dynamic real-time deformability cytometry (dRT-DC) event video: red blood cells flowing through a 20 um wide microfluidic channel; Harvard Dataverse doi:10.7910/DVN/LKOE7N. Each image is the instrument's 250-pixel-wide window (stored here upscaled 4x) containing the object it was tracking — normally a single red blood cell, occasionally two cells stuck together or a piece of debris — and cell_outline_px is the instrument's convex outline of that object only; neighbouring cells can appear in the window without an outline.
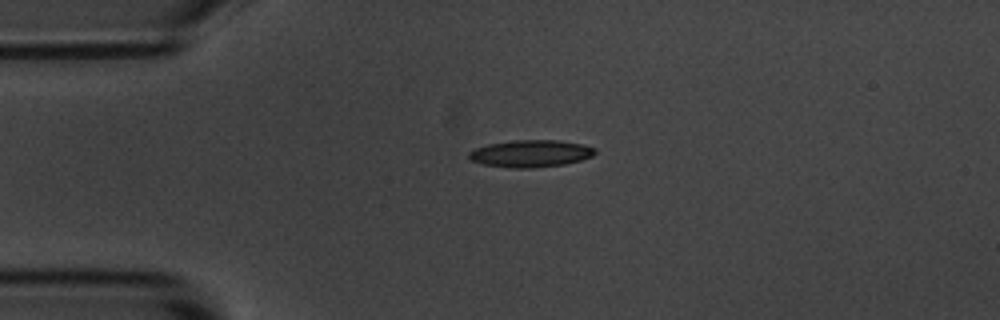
{"species": "common noctule bat (a hibernating species)", "species_latin": "Nyctalus noctula", "temperature_condition": "room temperature", "stored_images_in_passage": 43, "camera_frame_rate_fps": 3000, "um_per_image_px": 0.085, "animal": {"sex": "male", "body_mass_g": 20.1, "forearm_length_mm": 53.5}, "frame": {"image": 1, "passage_image": 1, "time_ms": 0.0, "image_size_px": [1000, 320], "cell_outline_px": [[596, 152], [592, 156], [580, 160], [564, 164], [532, 168], [512, 168], [484, 164], [472, 160], [468, 156], [468, 152], [476, 148], [488, 144], [512, 140], [556, 140], [580, 144], [596, 148]], "centroid_in_image_um": [45.1, 13.05], "position_along_channel_um": 39.9, "area_um2": 19.77}}
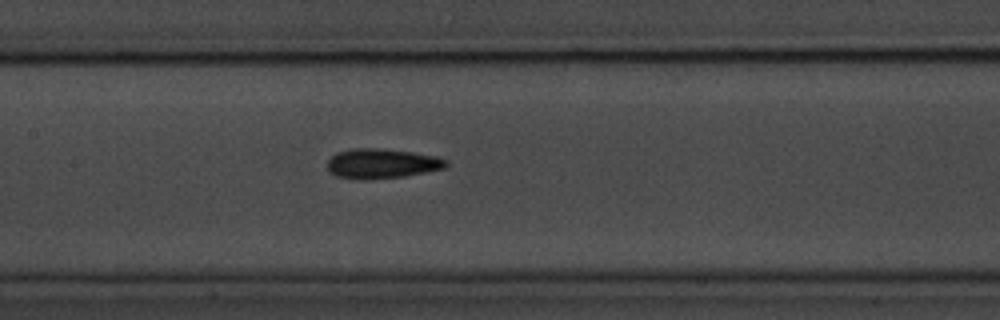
{"frame": {"image": 2, "passage_image": 14, "time_ms": 4.333, "image_size_px": [1000, 320], "cell_outline_px": [[448, 164], [444, 168], [404, 176], [364, 180], [360, 180], [336, 176], [328, 172], [328, 160], [336, 152], [352, 148], [384, 148], [412, 152], [436, 156], [448, 160]], "centroid_in_image_um": [32.42, 13.89], "position_along_channel_um": 175.0, "area_um2": 20.75}}
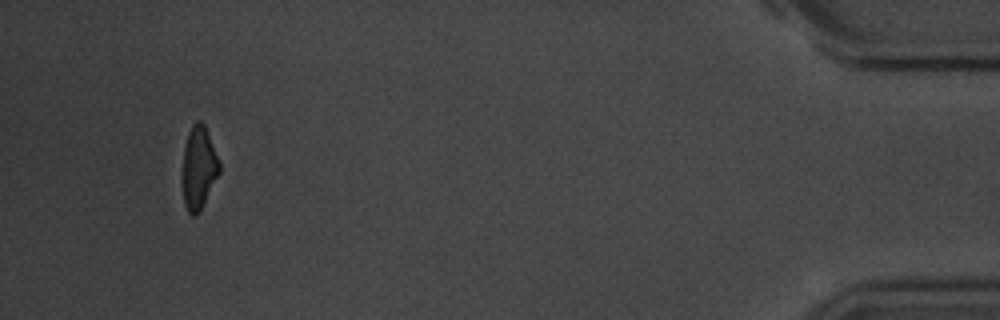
{"frame": {"image": 3, "passage_image": 40, "time_ms": 13.0, "image_size_px": [1000, 320], "cell_outline_px": [[220, 172], [200, 212], [196, 216], [192, 216], [188, 212], [184, 204], [180, 180], [184, 144], [188, 132], [192, 124], [196, 120], [200, 120], [204, 124], [220, 164]], "centroid_in_image_um": [16.84, 14.3], "position_along_channel_um": 418.4, "area_um2": 18.38}, "authors_computed_cell_mechanics": {"area_um2": 19.363, "velocity_mm_per_s": 3.6719, "shape_relaxation_time_tau1_ms": 3.3446, "shape_relaxation_time_tau2_ms": 4.3871, "deformation_change_tau1": 0.1264, "deformation_change_tau2": 0.1379}}